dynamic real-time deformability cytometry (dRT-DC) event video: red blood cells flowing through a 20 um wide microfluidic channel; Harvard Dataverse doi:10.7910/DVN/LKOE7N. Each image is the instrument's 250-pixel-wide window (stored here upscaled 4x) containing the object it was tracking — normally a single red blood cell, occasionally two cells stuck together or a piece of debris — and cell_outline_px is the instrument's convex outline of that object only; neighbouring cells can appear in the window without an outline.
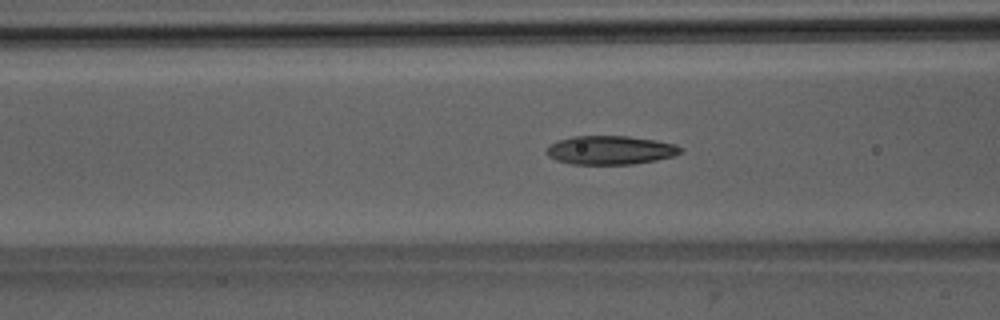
{"species": "Egyptian fruit bat (a non-hibernating species)", "species_latin": "Rousettus aegyptiacus", "temperature_condition": "room temperature", "stored_images_in_passage": 31, "camera_frame_rate_fps": 3000, "um_per_image_px": 0.085, "animal": {"sex": "male"}, "frame": {"image": 1, "passage_image": 9, "time_ms": 2.667, "image_size_px": [1000, 320], "cell_outline_px": [[684, 152], [676, 156], [656, 160], [632, 164], [572, 164], [556, 160], [548, 156], [544, 152], [552, 144], [560, 140], [572, 136], [628, 136], [656, 140], [676, 144], [684, 148]], "centroid_in_image_um": [51.94, 12.76], "position_along_channel_um": 114.7, "area_um2": 22.6}}
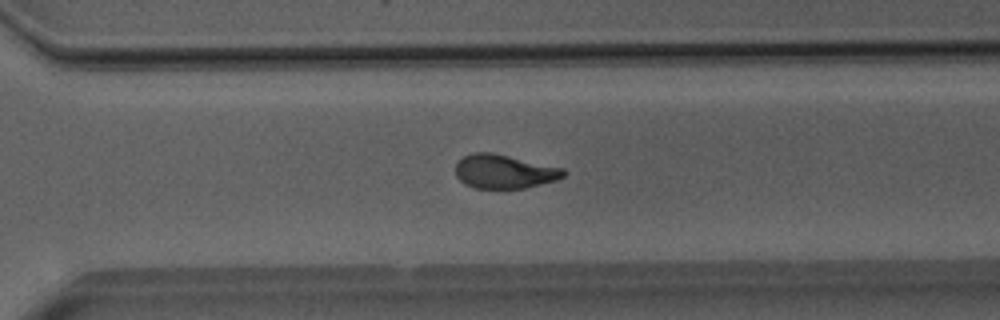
{"frame": {"image": 2, "passage_image": 25, "time_ms": 8.0, "image_size_px": [1000, 320], "cell_outline_px": [[568, 172], [564, 176], [556, 180], [524, 188], [476, 188], [464, 184], [456, 176], [456, 164], [464, 156], [472, 152], [492, 152], [564, 168]], "centroid_in_image_um": [42.87, 14.57], "position_along_channel_um": 327.7, "area_um2": 21.33}}
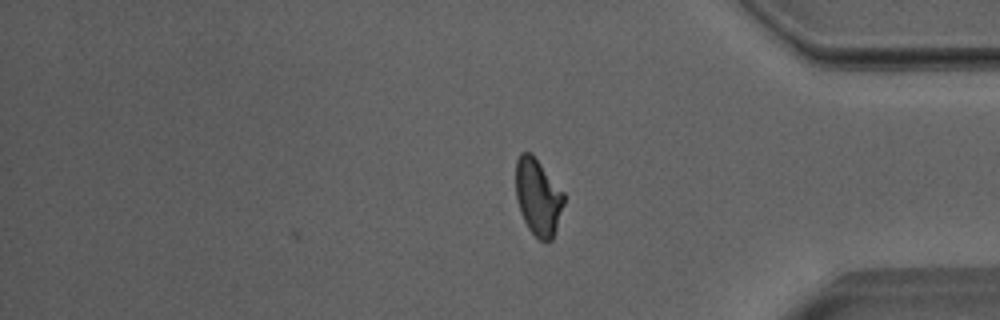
{"frame": {"image": 3, "passage_image": 31, "time_ms": 10.0, "image_size_px": [1000, 320], "cell_outline_px": [[564, 204], [552, 240], [540, 240], [528, 228], [520, 212], [516, 200], [516, 160], [520, 152], [532, 152], [564, 192]], "centroid_in_image_um": [45.72, 16.7], "position_along_channel_um": 389.5, "area_um2": 21.56}, "authors_computed_cell_mechanics": {"area_um2": 22.0218, "velocity_mm_per_s": 3.9951, "shape_relaxation_time_tau1_ms": 6.8383, "shape_relaxation_time_tau2_ms": 1.7598, "deformation_change_tau1": 0.1898, "deformation_change_tau2": 0.0892}}